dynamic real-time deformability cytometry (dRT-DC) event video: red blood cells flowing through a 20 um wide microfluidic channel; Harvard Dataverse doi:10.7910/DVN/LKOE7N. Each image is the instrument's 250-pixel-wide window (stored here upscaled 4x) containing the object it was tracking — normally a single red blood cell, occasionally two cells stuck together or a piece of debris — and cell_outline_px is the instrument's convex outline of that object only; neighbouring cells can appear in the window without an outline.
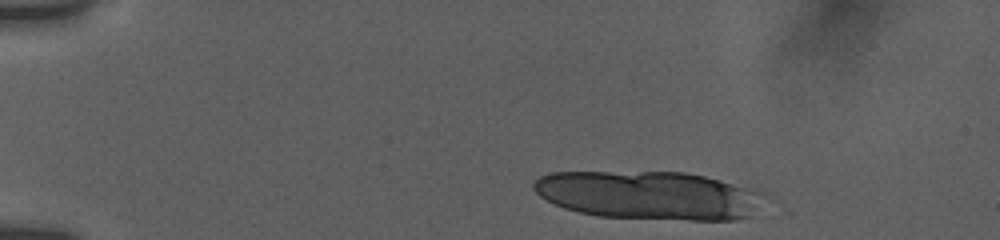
{"species": "human", "species_latin": "Homo sapiens", "temperature_condition": "room temperature", "stored_images_in_passage": 15, "camera_frame_rate_fps": 3000, "um_per_image_px": 0.085, "donor": {"sex": "female"}, "frame": {"image": 1, "passage_image": 1, "time_ms": 0.0, "image_size_px": [1000, 240], "cell_outline_px": [[748, 216], [736, 220], [692, 220], [600, 216], [580, 212], [564, 208], [540, 196], [532, 188], [532, 184], [540, 176], [548, 172], [684, 172], [704, 176], [720, 180], [740, 188]], "centroid_in_image_um": [54.7, 16.58], "position_along_channel_um": 30.3, "area_um2": 61.61}}
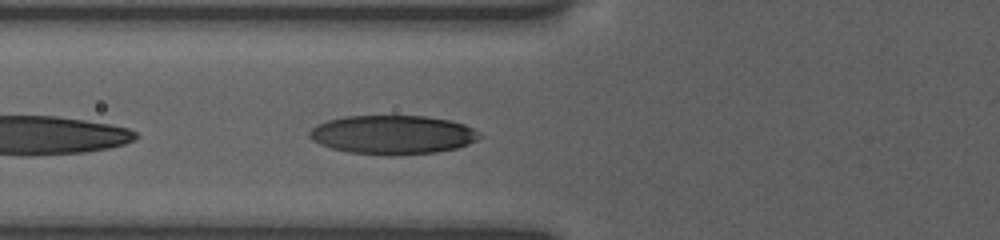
{"frame": {"image": 2, "passage_image": 9, "time_ms": 4.333, "image_size_px": [1000, 240], "cell_outline_px": [[484, 136], [468, 144], [456, 148], [436, 152], [392, 156], [388, 156], [348, 152], [332, 148], [320, 144], [312, 140], [308, 136], [308, 132], [316, 124], [328, 120], [344, 116], [424, 116], [448, 120], [464, 124], [480, 132]], "centroid_in_image_um": [33.37, 11.46], "position_along_channel_um": 92.4, "area_um2": 38.78}}
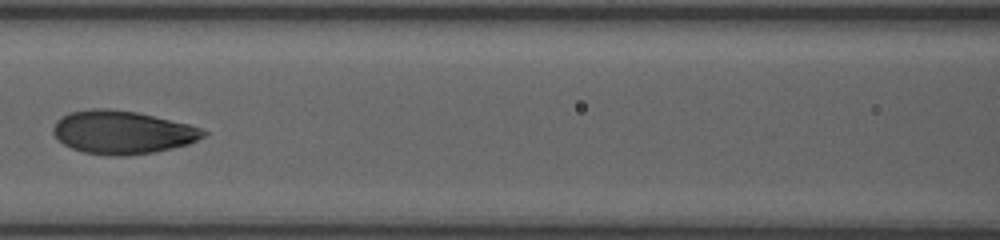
{"frame": {"image": 3, "passage_image": 12, "time_ms": 6.0, "image_size_px": [1000, 240], "cell_outline_px": [[208, 132], [204, 136], [188, 144], [172, 148], [152, 152], [124, 156], [112, 156], [84, 152], [72, 148], [56, 140], [52, 132], [52, 128], [56, 120], [68, 112], [92, 108], [108, 108], [136, 112], [188, 124], [200, 128]], "centroid_in_image_um": [10.34, 11.24], "position_along_channel_um": 156.3, "area_um2": 37.8}}